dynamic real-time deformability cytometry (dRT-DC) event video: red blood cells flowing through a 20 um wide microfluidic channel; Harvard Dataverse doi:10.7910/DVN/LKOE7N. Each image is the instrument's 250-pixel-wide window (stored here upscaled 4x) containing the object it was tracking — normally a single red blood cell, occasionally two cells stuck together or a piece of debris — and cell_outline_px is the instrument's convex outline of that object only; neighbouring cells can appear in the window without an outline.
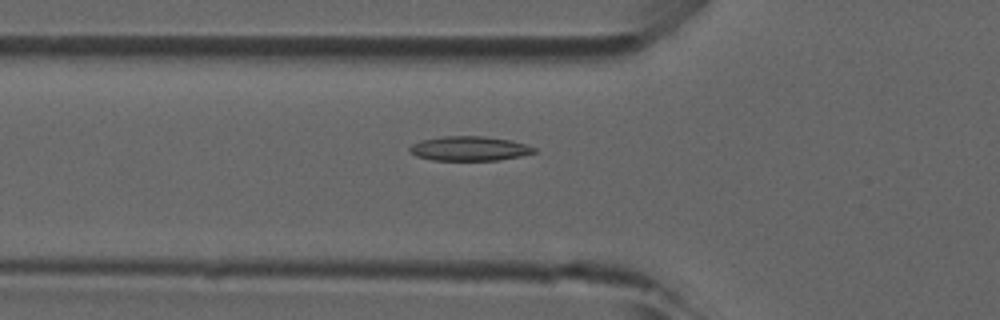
{"species": "common noctule bat (a hibernating species)", "species_latin": "Nyctalus noctula", "temperature_condition": "room temperature", "stored_images_in_passage": 44, "camera_frame_rate_fps": 3000, "um_per_image_px": 0.085, "animal": {"sex": "male", "forearm_length_mm": 52.5}, "frame": {"image": 1, "passage_image": 13, "time_ms": 4.0, "image_size_px": [1000, 320], "cell_outline_px": [[536, 152], [520, 156], [496, 160], [432, 160], [416, 156], [408, 152], [408, 148], [412, 144], [420, 140], [444, 136], [484, 136], [508, 140], [524, 144], [536, 148]], "centroid_in_image_um": [39.83, 12.62], "position_along_channel_um": 86.0, "area_um2": 17.69}}